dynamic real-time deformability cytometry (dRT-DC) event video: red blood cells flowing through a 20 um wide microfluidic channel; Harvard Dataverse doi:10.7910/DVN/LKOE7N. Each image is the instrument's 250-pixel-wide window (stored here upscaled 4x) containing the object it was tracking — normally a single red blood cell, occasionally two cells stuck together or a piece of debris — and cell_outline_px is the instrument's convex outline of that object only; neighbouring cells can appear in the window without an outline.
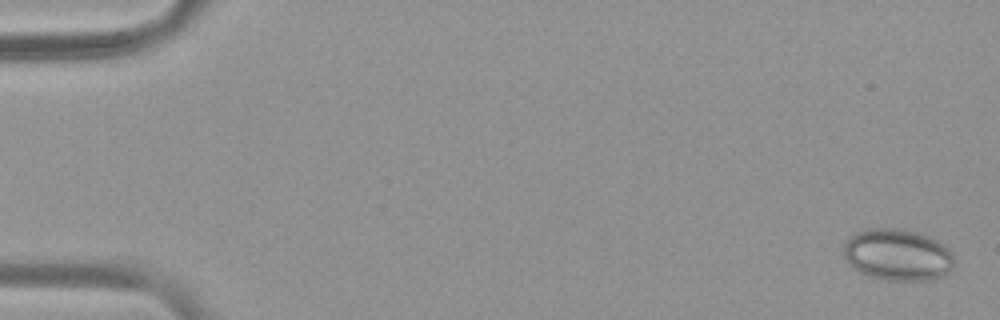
{"species": "common noctule bat (a hibernating species)", "species_latin": "Nyctalus noctula", "temperature_condition": "warm", "stored_images_in_passage": 5, "camera_frame_rate_fps": 3000, "um_per_image_px": 0.085, "animal": {"sex": "female", "body_mass_g": 19.9}, "frame": {"image": 1, "passage_image": 1, "time_ms": 0.0, "image_size_px": [1000, 320], "cell_outline_px": [[956, 260], [952, 268], [944, 276], [928, 280], [884, 280], [868, 276], [852, 268], [848, 264], [844, 256], [844, 244], [856, 232], [864, 228], [904, 228], [932, 236], [944, 244], [952, 252]], "centroid_in_image_um": [76.33, 21.64], "position_along_channel_um": 8.7, "area_um2": 33.99}}